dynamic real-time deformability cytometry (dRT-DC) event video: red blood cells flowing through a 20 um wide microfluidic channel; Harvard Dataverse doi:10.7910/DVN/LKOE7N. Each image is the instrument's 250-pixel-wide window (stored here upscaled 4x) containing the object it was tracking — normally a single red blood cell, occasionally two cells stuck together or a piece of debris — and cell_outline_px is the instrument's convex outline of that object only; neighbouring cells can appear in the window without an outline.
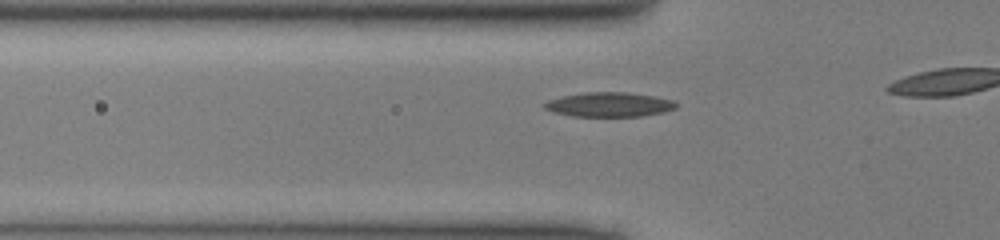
{"species": "common noctule bat (a hibernating species)", "species_latin": "Nyctalus noctula", "temperature_condition": "cold", "stored_images_in_passage": 17, "camera_frame_rate_fps": 3000, "um_per_image_px": 0.085, "animal": {"sex": "male", "body_mass_g": 13.0, "forearm_length_mm": 53.1}, "frame": {"image": 1, "passage_image": 12, "time_ms": 3.667, "image_size_px": [1000, 240], "cell_outline_px": [[676, 108], [664, 112], [640, 116], [572, 116], [552, 112], [544, 108], [544, 104], [548, 100], [564, 96], [584, 92], [628, 92], [652, 96], [672, 100], [676, 104]], "centroid_in_image_um": [51.76, 8.89], "position_along_channel_um": 74.0, "area_um2": 18.61}}
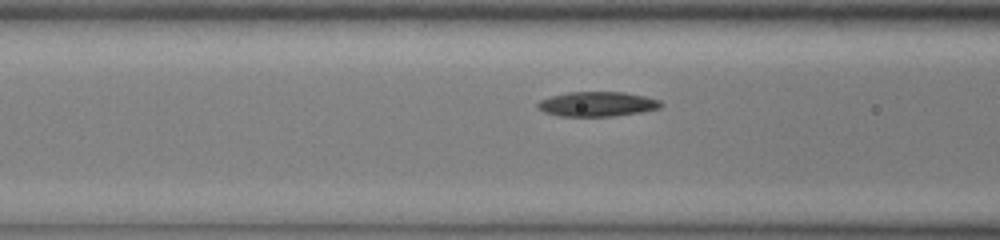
{"frame": {"image": 2, "passage_image": 15, "time_ms": 4.667, "image_size_px": [1000, 240], "cell_outline_px": [[664, 104], [660, 108], [640, 112], [612, 116], [560, 116], [544, 112], [536, 108], [536, 104], [540, 100], [552, 96], [568, 92], [624, 92], [644, 96], [660, 100]], "centroid_in_image_um": [50.75, 8.84], "position_along_channel_um": 115.8, "area_um2": 17.74}}